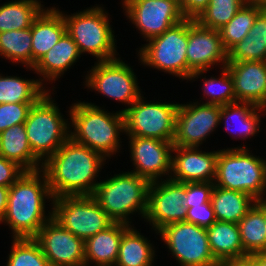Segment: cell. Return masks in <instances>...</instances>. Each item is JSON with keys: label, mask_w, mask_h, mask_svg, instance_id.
<instances>
[{"label": "cell", "mask_w": 266, "mask_h": 266, "mask_svg": "<svg viewBox=\"0 0 266 266\" xmlns=\"http://www.w3.org/2000/svg\"><path fill=\"white\" fill-rule=\"evenodd\" d=\"M106 159L69 138L42 166L54 198L93 195Z\"/></svg>", "instance_id": "cell-1"}, {"label": "cell", "mask_w": 266, "mask_h": 266, "mask_svg": "<svg viewBox=\"0 0 266 266\" xmlns=\"http://www.w3.org/2000/svg\"><path fill=\"white\" fill-rule=\"evenodd\" d=\"M53 199L45 172L25 171L9 187L7 209L0 224L9 226L11 238H34L52 218V208H45L46 200L52 204Z\"/></svg>", "instance_id": "cell-2"}, {"label": "cell", "mask_w": 266, "mask_h": 266, "mask_svg": "<svg viewBox=\"0 0 266 266\" xmlns=\"http://www.w3.org/2000/svg\"><path fill=\"white\" fill-rule=\"evenodd\" d=\"M67 113L70 117V138L74 142L101 153L108 160L120 152V143L123 142L120 134H125L123 112L106 111L91 101L78 100L71 104Z\"/></svg>", "instance_id": "cell-3"}, {"label": "cell", "mask_w": 266, "mask_h": 266, "mask_svg": "<svg viewBox=\"0 0 266 266\" xmlns=\"http://www.w3.org/2000/svg\"><path fill=\"white\" fill-rule=\"evenodd\" d=\"M149 187L148 180L134 172L122 171L100 179L92 196L114 222L132 225L134 213L145 218Z\"/></svg>", "instance_id": "cell-4"}, {"label": "cell", "mask_w": 266, "mask_h": 266, "mask_svg": "<svg viewBox=\"0 0 266 266\" xmlns=\"http://www.w3.org/2000/svg\"><path fill=\"white\" fill-rule=\"evenodd\" d=\"M249 149V150H248ZM244 144L218 149L214 185L266 200V159L252 154Z\"/></svg>", "instance_id": "cell-5"}, {"label": "cell", "mask_w": 266, "mask_h": 266, "mask_svg": "<svg viewBox=\"0 0 266 266\" xmlns=\"http://www.w3.org/2000/svg\"><path fill=\"white\" fill-rule=\"evenodd\" d=\"M103 5L86 8L71 15L60 11L64 17L67 33L77 44L81 55L90 54L97 61H108L118 57L117 40ZM112 27V28H111Z\"/></svg>", "instance_id": "cell-6"}, {"label": "cell", "mask_w": 266, "mask_h": 266, "mask_svg": "<svg viewBox=\"0 0 266 266\" xmlns=\"http://www.w3.org/2000/svg\"><path fill=\"white\" fill-rule=\"evenodd\" d=\"M51 93L55 94L49 90L33 104L24 123L32 152L42 163L70 138V121Z\"/></svg>", "instance_id": "cell-7"}, {"label": "cell", "mask_w": 266, "mask_h": 266, "mask_svg": "<svg viewBox=\"0 0 266 266\" xmlns=\"http://www.w3.org/2000/svg\"><path fill=\"white\" fill-rule=\"evenodd\" d=\"M188 19L142 44L137 57L142 65L166 72L188 82Z\"/></svg>", "instance_id": "cell-8"}, {"label": "cell", "mask_w": 266, "mask_h": 266, "mask_svg": "<svg viewBox=\"0 0 266 266\" xmlns=\"http://www.w3.org/2000/svg\"><path fill=\"white\" fill-rule=\"evenodd\" d=\"M50 206L52 218L84 242L114 223L92 195L60 196Z\"/></svg>", "instance_id": "cell-9"}, {"label": "cell", "mask_w": 266, "mask_h": 266, "mask_svg": "<svg viewBox=\"0 0 266 266\" xmlns=\"http://www.w3.org/2000/svg\"><path fill=\"white\" fill-rule=\"evenodd\" d=\"M84 80L87 89L97 91L98 94L121 104H127L121 112L128 109L143 94L134 69L120 57L108 61H95Z\"/></svg>", "instance_id": "cell-10"}, {"label": "cell", "mask_w": 266, "mask_h": 266, "mask_svg": "<svg viewBox=\"0 0 266 266\" xmlns=\"http://www.w3.org/2000/svg\"><path fill=\"white\" fill-rule=\"evenodd\" d=\"M144 98L142 94L123 112L125 135L173 141L179 103L148 102Z\"/></svg>", "instance_id": "cell-11"}, {"label": "cell", "mask_w": 266, "mask_h": 266, "mask_svg": "<svg viewBox=\"0 0 266 266\" xmlns=\"http://www.w3.org/2000/svg\"><path fill=\"white\" fill-rule=\"evenodd\" d=\"M157 235L166 244L168 252L181 266H218L211 252L208 233L193 223L177 222L161 228Z\"/></svg>", "instance_id": "cell-12"}, {"label": "cell", "mask_w": 266, "mask_h": 266, "mask_svg": "<svg viewBox=\"0 0 266 266\" xmlns=\"http://www.w3.org/2000/svg\"><path fill=\"white\" fill-rule=\"evenodd\" d=\"M121 1L127 20L129 23L131 21L146 42L185 19L178 0Z\"/></svg>", "instance_id": "cell-13"}, {"label": "cell", "mask_w": 266, "mask_h": 266, "mask_svg": "<svg viewBox=\"0 0 266 266\" xmlns=\"http://www.w3.org/2000/svg\"><path fill=\"white\" fill-rule=\"evenodd\" d=\"M185 199L186 183L170 178L151 182L144 221L149 222L155 234L166 225L185 221Z\"/></svg>", "instance_id": "cell-14"}, {"label": "cell", "mask_w": 266, "mask_h": 266, "mask_svg": "<svg viewBox=\"0 0 266 266\" xmlns=\"http://www.w3.org/2000/svg\"><path fill=\"white\" fill-rule=\"evenodd\" d=\"M220 125V106L196 101L179 103L174 146L199 147Z\"/></svg>", "instance_id": "cell-15"}, {"label": "cell", "mask_w": 266, "mask_h": 266, "mask_svg": "<svg viewBox=\"0 0 266 266\" xmlns=\"http://www.w3.org/2000/svg\"><path fill=\"white\" fill-rule=\"evenodd\" d=\"M129 154L138 176L151 182L169 179L172 170L173 141L128 136ZM164 177V178H162Z\"/></svg>", "instance_id": "cell-16"}, {"label": "cell", "mask_w": 266, "mask_h": 266, "mask_svg": "<svg viewBox=\"0 0 266 266\" xmlns=\"http://www.w3.org/2000/svg\"><path fill=\"white\" fill-rule=\"evenodd\" d=\"M34 239L50 266H85L84 241L50 218Z\"/></svg>", "instance_id": "cell-17"}, {"label": "cell", "mask_w": 266, "mask_h": 266, "mask_svg": "<svg viewBox=\"0 0 266 266\" xmlns=\"http://www.w3.org/2000/svg\"><path fill=\"white\" fill-rule=\"evenodd\" d=\"M186 56L188 79L193 72L210 69L212 71L214 66L222 68L228 63V51L223 45L219 31L202 27L194 19H188Z\"/></svg>", "instance_id": "cell-18"}, {"label": "cell", "mask_w": 266, "mask_h": 266, "mask_svg": "<svg viewBox=\"0 0 266 266\" xmlns=\"http://www.w3.org/2000/svg\"><path fill=\"white\" fill-rule=\"evenodd\" d=\"M172 154L170 179L182 183L214 182L218 150L174 146Z\"/></svg>", "instance_id": "cell-19"}, {"label": "cell", "mask_w": 266, "mask_h": 266, "mask_svg": "<svg viewBox=\"0 0 266 266\" xmlns=\"http://www.w3.org/2000/svg\"><path fill=\"white\" fill-rule=\"evenodd\" d=\"M236 102L262 108L266 102V61L228 62Z\"/></svg>", "instance_id": "cell-20"}, {"label": "cell", "mask_w": 266, "mask_h": 266, "mask_svg": "<svg viewBox=\"0 0 266 266\" xmlns=\"http://www.w3.org/2000/svg\"><path fill=\"white\" fill-rule=\"evenodd\" d=\"M81 56L77 44L66 32L35 64L32 71L39 75V81L46 87V84L53 83V81L55 83L56 80L63 77L68 71L67 69H70ZM48 81L49 83H47Z\"/></svg>", "instance_id": "cell-21"}, {"label": "cell", "mask_w": 266, "mask_h": 266, "mask_svg": "<svg viewBox=\"0 0 266 266\" xmlns=\"http://www.w3.org/2000/svg\"><path fill=\"white\" fill-rule=\"evenodd\" d=\"M66 32V23L59 7H46L31 27L32 68Z\"/></svg>", "instance_id": "cell-22"}, {"label": "cell", "mask_w": 266, "mask_h": 266, "mask_svg": "<svg viewBox=\"0 0 266 266\" xmlns=\"http://www.w3.org/2000/svg\"><path fill=\"white\" fill-rule=\"evenodd\" d=\"M262 112V108L250 103L235 102L223 105L220 106V124L224 121V130L232 135V139L246 140L257 136L261 131V117L265 115Z\"/></svg>", "instance_id": "cell-23"}, {"label": "cell", "mask_w": 266, "mask_h": 266, "mask_svg": "<svg viewBox=\"0 0 266 266\" xmlns=\"http://www.w3.org/2000/svg\"><path fill=\"white\" fill-rule=\"evenodd\" d=\"M130 225L114 222L84 242L85 266H115L123 232ZM91 264V265H90Z\"/></svg>", "instance_id": "cell-24"}, {"label": "cell", "mask_w": 266, "mask_h": 266, "mask_svg": "<svg viewBox=\"0 0 266 266\" xmlns=\"http://www.w3.org/2000/svg\"><path fill=\"white\" fill-rule=\"evenodd\" d=\"M0 156L17 163L25 171L40 170L43 166L32 152L24 124H16L0 133Z\"/></svg>", "instance_id": "cell-25"}, {"label": "cell", "mask_w": 266, "mask_h": 266, "mask_svg": "<svg viewBox=\"0 0 266 266\" xmlns=\"http://www.w3.org/2000/svg\"><path fill=\"white\" fill-rule=\"evenodd\" d=\"M206 230L211 252L219 263L248 255L243 249L237 223L216 221Z\"/></svg>", "instance_id": "cell-26"}, {"label": "cell", "mask_w": 266, "mask_h": 266, "mask_svg": "<svg viewBox=\"0 0 266 266\" xmlns=\"http://www.w3.org/2000/svg\"><path fill=\"white\" fill-rule=\"evenodd\" d=\"M135 228L133 224L123 232L115 266H155L156 247Z\"/></svg>", "instance_id": "cell-27"}, {"label": "cell", "mask_w": 266, "mask_h": 266, "mask_svg": "<svg viewBox=\"0 0 266 266\" xmlns=\"http://www.w3.org/2000/svg\"><path fill=\"white\" fill-rule=\"evenodd\" d=\"M257 202L247 193L213 187L211 203L217 221L238 223Z\"/></svg>", "instance_id": "cell-28"}, {"label": "cell", "mask_w": 266, "mask_h": 266, "mask_svg": "<svg viewBox=\"0 0 266 266\" xmlns=\"http://www.w3.org/2000/svg\"><path fill=\"white\" fill-rule=\"evenodd\" d=\"M237 224L244 251L266 253V200L257 201Z\"/></svg>", "instance_id": "cell-29"}, {"label": "cell", "mask_w": 266, "mask_h": 266, "mask_svg": "<svg viewBox=\"0 0 266 266\" xmlns=\"http://www.w3.org/2000/svg\"><path fill=\"white\" fill-rule=\"evenodd\" d=\"M266 11H261L248 35L228 52V62L266 61Z\"/></svg>", "instance_id": "cell-30"}, {"label": "cell", "mask_w": 266, "mask_h": 266, "mask_svg": "<svg viewBox=\"0 0 266 266\" xmlns=\"http://www.w3.org/2000/svg\"><path fill=\"white\" fill-rule=\"evenodd\" d=\"M40 0H12L0 5V33L32 27L46 8Z\"/></svg>", "instance_id": "cell-31"}, {"label": "cell", "mask_w": 266, "mask_h": 266, "mask_svg": "<svg viewBox=\"0 0 266 266\" xmlns=\"http://www.w3.org/2000/svg\"><path fill=\"white\" fill-rule=\"evenodd\" d=\"M0 74V104L36 103L50 89L39 79Z\"/></svg>", "instance_id": "cell-32"}, {"label": "cell", "mask_w": 266, "mask_h": 266, "mask_svg": "<svg viewBox=\"0 0 266 266\" xmlns=\"http://www.w3.org/2000/svg\"><path fill=\"white\" fill-rule=\"evenodd\" d=\"M220 69L221 75L218 76V78L213 75L206 78V72H208V70H203L193 72L188 79V81L192 80L191 82H193L202 77V94L204 95L202 100L206 98L205 102L202 101V103L223 106L236 102L232 76L227 67H222ZM204 73L205 76H203Z\"/></svg>", "instance_id": "cell-33"}, {"label": "cell", "mask_w": 266, "mask_h": 266, "mask_svg": "<svg viewBox=\"0 0 266 266\" xmlns=\"http://www.w3.org/2000/svg\"><path fill=\"white\" fill-rule=\"evenodd\" d=\"M9 62L20 63L27 70L32 68L31 27L23 30H11L0 33V57Z\"/></svg>", "instance_id": "cell-34"}, {"label": "cell", "mask_w": 266, "mask_h": 266, "mask_svg": "<svg viewBox=\"0 0 266 266\" xmlns=\"http://www.w3.org/2000/svg\"><path fill=\"white\" fill-rule=\"evenodd\" d=\"M261 11L262 8L254 0H249L225 26L218 30L228 52L248 35Z\"/></svg>", "instance_id": "cell-35"}, {"label": "cell", "mask_w": 266, "mask_h": 266, "mask_svg": "<svg viewBox=\"0 0 266 266\" xmlns=\"http://www.w3.org/2000/svg\"><path fill=\"white\" fill-rule=\"evenodd\" d=\"M249 0H210L195 19L202 27L219 30L225 26Z\"/></svg>", "instance_id": "cell-36"}, {"label": "cell", "mask_w": 266, "mask_h": 266, "mask_svg": "<svg viewBox=\"0 0 266 266\" xmlns=\"http://www.w3.org/2000/svg\"><path fill=\"white\" fill-rule=\"evenodd\" d=\"M6 266H50L34 238H12Z\"/></svg>", "instance_id": "cell-37"}, {"label": "cell", "mask_w": 266, "mask_h": 266, "mask_svg": "<svg viewBox=\"0 0 266 266\" xmlns=\"http://www.w3.org/2000/svg\"><path fill=\"white\" fill-rule=\"evenodd\" d=\"M35 103L0 104V133L16 124H24Z\"/></svg>", "instance_id": "cell-38"}, {"label": "cell", "mask_w": 266, "mask_h": 266, "mask_svg": "<svg viewBox=\"0 0 266 266\" xmlns=\"http://www.w3.org/2000/svg\"><path fill=\"white\" fill-rule=\"evenodd\" d=\"M214 187L213 182H188L186 183L185 206L191 208L211 201Z\"/></svg>", "instance_id": "cell-39"}, {"label": "cell", "mask_w": 266, "mask_h": 266, "mask_svg": "<svg viewBox=\"0 0 266 266\" xmlns=\"http://www.w3.org/2000/svg\"><path fill=\"white\" fill-rule=\"evenodd\" d=\"M216 221L217 220L211 201L205 204L187 208L185 222L193 223L199 227L207 229Z\"/></svg>", "instance_id": "cell-40"}, {"label": "cell", "mask_w": 266, "mask_h": 266, "mask_svg": "<svg viewBox=\"0 0 266 266\" xmlns=\"http://www.w3.org/2000/svg\"><path fill=\"white\" fill-rule=\"evenodd\" d=\"M24 172L17 163L0 156V186L10 187Z\"/></svg>", "instance_id": "cell-41"}, {"label": "cell", "mask_w": 266, "mask_h": 266, "mask_svg": "<svg viewBox=\"0 0 266 266\" xmlns=\"http://www.w3.org/2000/svg\"><path fill=\"white\" fill-rule=\"evenodd\" d=\"M210 0H178L181 13L186 19H196Z\"/></svg>", "instance_id": "cell-42"}, {"label": "cell", "mask_w": 266, "mask_h": 266, "mask_svg": "<svg viewBox=\"0 0 266 266\" xmlns=\"http://www.w3.org/2000/svg\"><path fill=\"white\" fill-rule=\"evenodd\" d=\"M218 266H256V253L223 261Z\"/></svg>", "instance_id": "cell-43"}, {"label": "cell", "mask_w": 266, "mask_h": 266, "mask_svg": "<svg viewBox=\"0 0 266 266\" xmlns=\"http://www.w3.org/2000/svg\"><path fill=\"white\" fill-rule=\"evenodd\" d=\"M9 187L0 186V223L4 218L8 204Z\"/></svg>", "instance_id": "cell-44"}, {"label": "cell", "mask_w": 266, "mask_h": 266, "mask_svg": "<svg viewBox=\"0 0 266 266\" xmlns=\"http://www.w3.org/2000/svg\"><path fill=\"white\" fill-rule=\"evenodd\" d=\"M256 266H266V253H256Z\"/></svg>", "instance_id": "cell-45"}, {"label": "cell", "mask_w": 266, "mask_h": 266, "mask_svg": "<svg viewBox=\"0 0 266 266\" xmlns=\"http://www.w3.org/2000/svg\"><path fill=\"white\" fill-rule=\"evenodd\" d=\"M263 11H266V0H254Z\"/></svg>", "instance_id": "cell-46"}, {"label": "cell", "mask_w": 266, "mask_h": 266, "mask_svg": "<svg viewBox=\"0 0 266 266\" xmlns=\"http://www.w3.org/2000/svg\"><path fill=\"white\" fill-rule=\"evenodd\" d=\"M262 111L265 113L266 115V102L264 103V105L262 106Z\"/></svg>", "instance_id": "cell-47"}]
</instances>
